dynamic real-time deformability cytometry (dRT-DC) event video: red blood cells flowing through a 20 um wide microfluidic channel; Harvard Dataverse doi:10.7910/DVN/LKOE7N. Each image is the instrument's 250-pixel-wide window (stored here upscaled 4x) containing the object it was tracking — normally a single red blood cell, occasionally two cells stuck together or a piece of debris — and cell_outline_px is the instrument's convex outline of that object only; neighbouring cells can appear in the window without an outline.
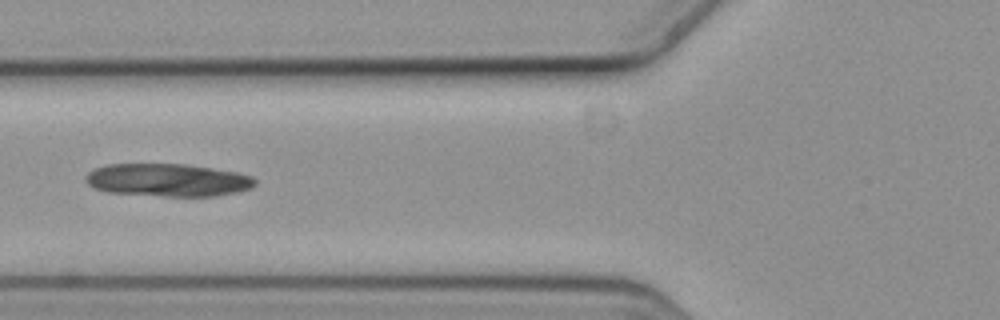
{"species": "common noctule bat (a hibernating species)", "species_latin": "Nyctalus noctula", "temperature_condition": "cold", "stored_images_in_passage": 3, "camera_frame_rate_fps": 3000, "um_per_image_px": 0.085, "animal": {"sex": "female", "body_mass_g": 19.3, "forearm_length_mm": 54.1}, "frame": {"image": 1, "passage_image": 3, "time_ms": 0.667, "image_size_px": [1000, 320], "cell_outline_px": [[256, 184], [252, 188], [236, 192], [216, 196], [164, 196], [108, 192], [96, 188], [88, 184], [88, 172], [96, 168], [108, 164], [184, 164], [212, 168], [236, 172], [252, 176], [256, 180]], "centroid_in_image_um": [14.31, 15.3], "position_along_channel_um": 111.5, "area_um2": 32.14}}